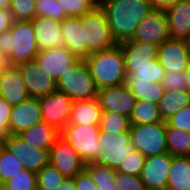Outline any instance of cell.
<instances>
[{
	"label": "cell",
	"instance_id": "cell-1",
	"mask_svg": "<svg viewBox=\"0 0 190 190\" xmlns=\"http://www.w3.org/2000/svg\"><path fill=\"white\" fill-rule=\"evenodd\" d=\"M101 9L117 44L132 39L139 22L153 11L151 4L142 0H107Z\"/></svg>",
	"mask_w": 190,
	"mask_h": 190
},
{
	"label": "cell",
	"instance_id": "cell-2",
	"mask_svg": "<svg viewBox=\"0 0 190 190\" xmlns=\"http://www.w3.org/2000/svg\"><path fill=\"white\" fill-rule=\"evenodd\" d=\"M98 89L126 84V70L121 47L90 54L84 59Z\"/></svg>",
	"mask_w": 190,
	"mask_h": 190
},
{
	"label": "cell",
	"instance_id": "cell-3",
	"mask_svg": "<svg viewBox=\"0 0 190 190\" xmlns=\"http://www.w3.org/2000/svg\"><path fill=\"white\" fill-rule=\"evenodd\" d=\"M83 35V59L90 54L111 49L117 45L101 7H94L80 17Z\"/></svg>",
	"mask_w": 190,
	"mask_h": 190
},
{
	"label": "cell",
	"instance_id": "cell-4",
	"mask_svg": "<svg viewBox=\"0 0 190 190\" xmlns=\"http://www.w3.org/2000/svg\"><path fill=\"white\" fill-rule=\"evenodd\" d=\"M57 90L73 101L97 98L98 88L84 59H79L56 82Z\"/></svg>",
	"mask_w": 190,
	"mask_h": 190
},
{
	"label": "cell",
	"instance_id": "cell-5",
	"mask_svg": "<svg viewBox=\"0 0 190 190\" xmlns=\"http://www.w3.org/2000/svg\"><path fill=\"white\" fill-rule=\"evenodd\" d=\"M99 126L67 124L60 136L80 155L85 164L94 162L102 149Z\"/></svg>",
	"mask_w": 190,
	"mask_h": 190
},
{
	"label": "cell",
	"instance_id": "cell-6",
	"mask_svg": "<svg viewBox=\"0 0 190 190\" xmlns=\"http://www.w3.org/2000/svg\"><path fill=\"white\" fill-rule=\"evenodd\" d=\"M129 133L134 150L145 157L168 152L165 121L147 125H131Z\"/></svg>",
	"mask_w": 190,
	"mask_h": 190
},
{
	"label": "cell",
	"instance_id": "cell-7",
	"mask_svg": "<svg viewBox=\"0 0 190 190\" xmlns=\"http://www.w3.org/2000/svg\"><path fill=\"white\" fill-rule=\"evenodd\" d=\"M9 65L34 60L39 52L31 21H14L11 28Z\"/></svg>",
	"mask_w": 190,
	"mask_h": 190
},
{
	"label": "cell",
	"instance_id": "cell-8",
	"mask_svg": "<svg viewBox=\"0 0 190 190\" xmlns=\"http://www.w3.org/2000/svg\"><path fill=\"white\" fill-rule=\"evenodd\" d=\"M98 138L102 149L94 163L105 165L111 169L116 170L127 155L134 150L130 133L112 134L100 131Z\"/></svg>",
	"mask_w": 190,
	"mask_h": 190
},
{
	"label": "cell",
	"instance_id": "cell-9",
	"mask_svg": "<svg viewBox=\"0 0 190 190\" xmlns=\"http://www.w3.org/2000/svg\"><path fill=\"white\" fill-rule=\"evenodd\" d=\"M73 100L57 89L39 98L42 121L61 131L70 121Z\"/></svg>",
	"mask_w": 190,
	"mask_h": 190
},
{
	"label": "cell",
	"instance_id": "cell-10",
	"mask_svg": "<svg viewBox=\"0 0 190 190\" xmlns=\"http://www.w3.org/2000/svg\"><path fill=\"white\" fill-rule=\"evenodd\" d=\"M48 164L56 168L65 178L76 177L86 166L80 155L61 136L49 150Z\"/></svg>",
	"mask_w": 190,
	"mask_h": 190
},
{
	"label": "cell",
	"instance_id": "cell-11",
	"mask_svg": "<svg viewBox=\"0 0 190 190\" xmlns=\"http://www.w3.org/2000/svg\"><path fill=\"white\" fill-rule=\"evenodd\" d=\"M1 143L27 170L38 173L44 166L48 165L49 150L31 147L18 135H8Z\"/></svg>",
	"mask_w": 190,
	"mask_h": 190
},
{
	"label": "cell",
	"instance_id": "cell-12",
	"mask_svg": "<svg viewBox=\"0 0 190 190\" xmlns=\"http://www.w3.org/2000/svg\"><path fill=\"white\" fill-rule=\"evenodd\" d=\"M169 39L165 12L153 10L139 22L133 38L127 41L148 42L159 46Z\"/></svg>",
	"mask_w": 190,
	"mask_h": 190
},
{
	"label": "cell",
	"instance_id": "cell-13",
	"mask_svg": "<svg viewBox=\"0 0 190 190\" xmlns=\"http://www.w3.org/2000/svg\"><path fill=\"white\" fill-rule=\"evenodd\" d=\"M171 162L169 152L146 157L139 177L148 190H166Z\"/></svg>",
	"mask_w": 190,
	"mask_h": 190
},
{
	"label": "cell",
	"instance_id": "cell-14",
	"mask_svg": "<svg viewBox=\"0 0 190 190\" xmlns=\"http://www.w3.org/2000/svg\"><path fill=\"white\" fill-rule=\"evenodd\" d=\"M35 59L41 66L42 72L48 73L55 82L79 60L66 47H54L39 51Z\"/></svg>",
	"mask_w": 190,
	"mask_h": 190
},
{
	"label": "cell",
	"instance_id": "cell-15",
	"mask_svg": "<svg viewBox=\"0 0 190 190\" xmlns=\"http://www.w3.org/2000/svg\"><path fill=\"white\" fill-rule=\"evenodd\" d=\"M25 87L30 97L40 98L57 89L56 82L48 73H43L39 63L34 60L18 65Z\"/></svg>",
	"mask_w": 190,
	"mask_h": 190
},
{
	"label": "cell",
	"instance_id": "cell-16",
	"mask_svg": "<svg viewBox=\"0 0 190 190\" xmlns=\"http://www.w3.org/2000/svg\"><path fill=\"white\" fill-rule=\"evenodd\" d=\"M157 59L166 72H185L190 67V54L184 40L169 39L160 44Z\"/></svg>",
	"mask_w": 190,
	"mask_h": 190
},
{
	"label": "cell",
	"instance_id": "cell-17",
	"mask_svg": "<svg viewBox=\"0 0 190 190\" xmlns=\"http://www.w3.org/2000/svg\"><path fill=\"white\" fill-rule=\"evenodd\" d=\"M97 99L102 111L118 112L128 117L136 102L126 84L98 89Z\"/></svg>",
	"mask_w": 190,
	"mask_h": 190
},
{
	"label": "cell",
	"instance_id": "cell-18",
	"mask_svg": "<svg viewBox=\"0 0 190 190\" xmlns=\"http://www.w3.org/2000/svg\"><path fill=\"white\" fill-rule=\"evenodd\" d=\"M42 121L39 98L29 97L12 107L9 127L10 135H18Z\"/></svg>",
	"mask_w": 190,
	"mask_h": 190
},
{
	"label": "cell",
	"instance_id": "cell-19",
	"mask_svg": "<svg viewBox=\"0 0 190 190\" xmlns=\"http://www.w3.org/2000/svg\"><path fill=\"white\" fill-rule=\"evenodd\" d=\"M39 51L54 47H66L61 30V21L36 16L32 21Z\"/></svg>",
	"mask_w": 190,
	"mask_h": 190
},
{
	"label": "cell",
	"instance_id": "cell-20",
	"mask_svg": "<svg viewBox=\"0 0 190 190\" xmlns=\"http://www.w3.org/2000/svg\"><path fill=\"white\" fill-rule=\"evenodd\" d=\"M0 96L12 106L30 97L26 90L21 71L17 65H9L0 74Z\"/></svg>",
	"mask_w": 190,
	"mask_h": 190
},
{
	"label": "cell",
	"instance_id": "cell-21",
	"mask_svg": "<svg viewBox=\"0 0 190 190\" xmlns=\"http://www.w3.org/2000/svg\"><path fill=\"white\" fill-rule=\"evenodd\" d=\"M165 15L170 39L185 40L190 35V0H178Z\"/></svg>",
	"mask_w": 190,
	"mask_h": 190
},
{
	"label": "cell",
	"instance_id": "cell-22",
	"mask_svg": "<svg viewBox=\"0 0 190 190\" xmlns=\"http://www.w3.org/2000/svg\"><path fill=\"white\" fill-rule=\"evenodd\" d=\"M18 136L31 147L50 150L55 140L60 136V131L45 121H40L31 128L22 131Z\"/></svg>",
	"mask_w": 190,
	"mask_h": 190
},
{
	"label": "cell",
	"instance_id": "cell-23",
	"mask_svg": "<svg viewBox=\"0 0 190 190\" xmlns=\"http://www.w3.org/2000/svg\"><path fill=\"white\" fill-rule=\"evenodd\" d=\"M101 107L97 98L74 101L68 124L99 126Z\"/></svg>",
	"mask_w": 190,
	"mask_h": 190
},
{
	"label": "cell",
	"instance_id": "cell-24",
	"mask_svg": "<svg viewBox=\"0 0 190 190\" xmlns=\"http://www.w3.org/2000/svg\"><path fill=\"white\" fill-rule=\"evenodd\" d=\"M126 82L150 81L161 83L166 71L158 59H151L147 63L125 64Z\"/></svg>",
	"mask_w": 190,
	"mask_h": 190
},
{
	"label": "cell",
	"instance_id": "cell-25",
	"mask_svg": "<svg viewBox=\"0 0 190 190\" xmlns=\"http://www.w3.org/2000/svg\"><path fill=\"white\" fill-rule=\"evenodd\" d=\"M121 47L125 64L147 63L157 58L158 46L148 42L124 41L118 44Z\"/></svg>",
	"mask_w": 190,
	"mask_h": 190
},
{
	"label": "cell",
	"instance_id": "cell-26",
	"mask_svg": "<svg viewBox=\"0 0 190 190\" xmlns=\"http://www.w3.org/2000/svg\"><path fill=\"white\" fill-rule=\"evenodd\" d=\"M166 190H190L189 156H172Z\"/></svg>",
	"mask_w": 190,
	"mask_h": 190
},
{
	"label": "cell",
	"instance_id": "cell-27",
	"mask_svg": "<svg viewBox=\"0 0 190 190\" xmlns=\"http://www.w3.org/2000/svg\"><path fill=\"white\" fill-rule=\"evenodd\" d=\"M61 30L66 48L79 59H83V35L80 17L67 16L61 21Z\"/></svg>",
	"mask_w": 190,
	"mask_h": 190
},
{
	"label": "cell",
	"instance_id": "cell-28",
	"mask_svg": "<svg viewBox=\"0 0 190 190\" xmlns=\"http://www.w3.org/2000/svg\"><path fill=\"white\" fill-rule=\"evenodd\" d=\"M190 104V91H165L158 102V111L162 121H167L173 114Z\"/></svg>",
	"mask_w": 190,
	"mask_h": 190
},
{
	"label": "cell",
	"instance_id": "cell-29",
	"mask_svg": "<svg viewBox=\"0 0 190 190\" xmlns=\"http://www.w3.org/2000/svg\"><path fill=\"white\" fill-rule=\"evenodd\" d=\"M129 118L131 125H147L163 122L159 115L158 105L144 100H136Z\"/></svg>",
	"mask_w": 190,
	"mask_h": 190
},
{
	"label": "cell",
	"instance_id": "cell-30",
	"mask_svg": "<svg viewBox=\"0 0 190 190\" xmlns=\"http://www.w3.org/2000/svg\"><path fill=\"white\" fill-rule=\"evenodd\" d=\"M126 86L136 100L150 101L155 104H158L165 92L161 83L150 81L126 82Z\"/></svg>",
	"mask_w": 190,
	"mask_h": 190
},
{
	"label": "cell",
	"instance_id": "cell-31",
	"mask_svg": "<svg viewBox=\"0 0 190 190\" xmlns=\"http://www.w3.org/2000/svg\"><path fill=\"white\" fill-rule=\"evenodd\" d=\"M166 138L172 156H190V132L166 126Z\"/></svg>",
	"mask_w": 190,
	"mask_h": 190
},
{
	"label": "cell",
	"instance_id": "cell-32",
	"mask_svg": "<svg viewBox=\"0 0 190 190\" xmlns=\"http://www.w3.org/2000/svg\"><path fill=\"white\" fill-rule=\"evenodd\" d=\"M131 128L130 118L118 112L102 111L99 122L100 131L118 134L129 133Z\"/></svg>",
	"mask_w": 190,
	"mask_h": 190
},
{
	"label": "cell",
	"instance_id": "cell-33",
	"mask_svg": "<svg viewBox=\"0 0 190 190\" xmlns=\"http://www.w3.org/2000/svg\"><path fill=\"white\" fill-rule=\"evenodd\" d=\"M25 170L24 165L2 145L0 146V187L16 174Z\"/></svg>",
	"mask_w": 190,
	"mask_h": 190
},
{
	"label": "cell",
	"instance_id": "cell-34",
	"mask_svg": "<svg viewBox=\"0 0 190 190\" xmlns=\"http://www.w3.org/2000/svg\"><path fill=\"white\" fill-rule=\"evenodd\" d=\"M85 168L91 173L100 190H117L114 184V169L94 162L86 164Z\"/></svg>",
	"mask_w": 190,
	"mask_h": 190
},
{
	"label": "cell",
	"instance_id": "cell-35",
	"mask_svg": "<svg viewBox=\"0 0 190 190\" xmlns=\"http://www.w3.org/2000/svg\"><path fill=\"white\" fill-rule=\"evenodd\" d=\"M37 185V173L25 169L6 181L0 190H37Z\"/></svg>",
	"mask_w": 190,
	"mask_h": 190
},
{
	"label": "cell",
	"instance_id": "cell-36",
	"mask_svg": "<svg viewBox=\"0 0 190 190\" xmlns=\"http://www.w3.org/2000/svg\"><path fill=\"white\" fill-rule=\"evenodd\" d=\"M65 179L56 168L48 164L37 173V190H57Z\"/></svg>",
	"mask_w": 190,
	"mask_h": 190
},
{
	"label": "cell",
	"instance_id": "cell-37",
	"mask_svg": "<svg viewBox=\"0 0 190 190\" xmlns=\"http://www.w3.org/2000/svg\"><path fill=\"white\" fill-rule=\"evenodd\" d=\"M10 11L14 21H32L36 17L35 0H11Z\"/></svg>",
	"mask_w": 190,
	"mask_h": 190
},
{
	"label": "cell",
	"instance_id": "cell-38",
	"mask_svg": "<svg viewBox=\"0 0 190 190\" xmlns=\"http://www.w3.org/2000/svg\"><path fill=\"white\" fill-rule=\"evenodd\" d=\"M145 161L146 157L142 153L133 150L115 171L131 176H139Z\"/></svg>",
	"mask_w": 190,
	"mask_h": 190
},
{
	"label": "cell",
	"instance_id": "cell-39",
	"mask_svg": "<svg viewBox=\"0 0 190 190\" xmlns=\"http://www.w3.org/2000/svg\"><path fill=\"white\" fill-rule=\"evenodd\" d=\"M36 16L52 18L62 21L67 17L66 12H61L57 0H35Z\"/></svg>",
	"mask_w": 190,
	"mask_h": 190
},
{
	"label": "cell",
	"instance_id": "cell-40",
	"mask_svg": "<svg viewBox=\"0 0 190 190\" xmlns=\"http://www.w3.org/2000/svg\"><path fill=\"white\" fill-rule=\"evenodd\" d=\"M61 6V12H66L67 16L81 17L90 12L94 6L89 0H57Z\"/></svg>",
	"mask_w": 190,
	"mask_h": 190
},
{
	"label": "cell",
	"instance_id": "cell-41",
	"mask_svg": "<svg viewBox=\"0 0 190 190\" xmlns=\"http://www.w3.org/2000/svg\"><path fill=\"white\" fill-rule=\"evenodd\" d=\"M114 184L117 190H148L139 176H131L115 171Z\"/></svg>",
	"mask_w": 190,
	"mask_h": 190
},
{
	"label": "cell",
	"instance_id": "cell-42",
	"mask_svg": "<svg viewBox=\"0 0 190 190\" xmlns=\"http://www.w3.org/2000/svg\"><path fill=\"white\" fill-rule=\"evenodd\" d=\"M165 122L166 126L190 132V104L173 114Z\"/></svg>",
	"mask_w": 190,
	"mask_h": 190
},
{
	"label": "cell",
	"instance_id": "cell-43",
	"mask_svg": "<svg viewBox=\"0 0 190 190\" xmlns=\"http://www.w3.org/2000/svg\"><path fill=\"white\" fill-rule=\"evenodd\" d=\"M161 84L164 90L168 92L186 89L184 72H166Z\"/></svg>",
	"mask_w": 190,
	"mask_h": 190
},
{
	"label": "cell",
	"instance_id": "cell-44",
	"mask_svg": "<svg viewBox=\"0 0 190 190\" xmlns=\"http://www.w3.org/2000/svg\"><path fill=\"white\" fill-rule=\"evenodd\" d=\"M12 105L0 96V141L10 135L9 119Z\"/></svg>",
	"mask_w": 190,
	"mask_h": 190
},
{
	"label": "cell",
	"instance_id": "cell-45",
	"mask_svg": "<svg viewBox=\"0 0 190 190\" xmlns=\"http://www.w3.org/2000/svg\"><path fill=\"white\" fill-rule=\"evenodd\" d=\"M73 180L75 190H100L95 184L91 173L86 168L74 177Z\"/></svg>",
	"mask_w": 190,
	"mask_h": 190
},
{
	"label": "cell",
	"instance_id": "cell-46",
	"mask_svg": "<svg viewBox=\"0 0 190 190\" xmlns=\"http://www.w3.org/2000/svg\"><path fill=\"white\" fill-rule=\"evenodd\" d=\"M14 18L10 10H0V33L11 28Z\"/></svg>",
	"mask_w": 190,
	"mask_h": 190
},
{
	"label": "cell",
	"instance_id": "cell-47",
	"mask_svg": "<svg viewBox=\"0 0 190 190\" xmlns=\"http://www.w3.org/2000/svg\"><path fill=\"white\" fill-rule=\"evenodd\" d=\"M10 29L0 33V52L5 55L6 58L10 56Z\"/></svg>",
	"mask_w": 190,
	"mask_h": 190
},
{
	"label": "cell",
	"instance_id": "cell-48",
	"mask_svg": "<svg viewBox=\"0 0 190 190\" xmlns=\"http://www.w3.org/2000/svg\"><path fill=\"white\" fill-rule=\"evenodd\" d=\"M178 0H150L153 10L163 11L168 10Z\"/></svg>",
	"mask_w": 190,
	"mask_h": 190
},
{
	"label": "cell",
	"instance_id": "cell-49",
	"mask_svg": "<svg viewBox=\"0 0 190 190\" xmlns=\"http://www.w3.org/2000/svg\"><path fill=\"white\" fill-rule=\"evenodd\" d=\"M57 190H75L73 178H66Z\"/></svg>",
	"mask_w": 190,
	"mask_h": 190
},
{
	"label": "cell",
	"instance_id": "cell-50",
	"mask_svg": "<svg viewBox=\"0 0 190 190\" xmlns=\"http://www.w3.org/2000/svg\"><path fill=\"white\" fill-rule=\"evenodd\" d=\"M9 66L8 59L0 52V74Z\"/></svg>",
	"mask_w": 190,
	"mask_h": 190
},
{
	"label": "cell",
	"instance_id": "cell-51",
	"mask_svg": "<svg viewBox=\"0 0 190 190\" xmlns=\"http://www.w3.org/2000/svg\"><path fill=\"white\" fill-rule=\"evenodd\" d=\"M184 80L186 84V89L190 91V67L184 72Z\"/></svg>",
	"mask_w": 190,
	"mask_h": 190
},
{
	"label": "cell",
	"instance_id": "cell-52",
	"mask_svg": "<svg viewBox=\"0 0 190 190\" xmlns=\"http://www.w3.org/2000/svg\"><path fill=\"white\" fill-rule=\"evenodd\" d=\"M11 0H0V10H10Z\"/></svg>",
	"mask_w": 190,
	"mask_h": 190
},
{
	"label": "cell",
	"instance_id": "cell-53",
	"mask_svg": "<svg viewBox=\"0 0 190 190\" xmlns=\"http://www.w3.org/2000/svg\"><path fill=\"white\" fill-rule=\"evenodd\" d=\"M94 7H101L107 0H89Z\"/></svg>",
	"mask_w": 190,
	"mask_h": 190
},
{
	"label": "cell",
	"instance_id": "cell-54",
	"mask_svg": "<svg viewBox=\"0 0 190 190\" xmlns=\"http://www.w3.org/2000/svg\"><path fill=\"white\" fill-rule=\"evenodd\" d=\"M184 42H185L187 50L190 54V35L184 40Z\"/></svg>",
	"mask_w": 190,
	"mask_h": 190
}]
</instances>
